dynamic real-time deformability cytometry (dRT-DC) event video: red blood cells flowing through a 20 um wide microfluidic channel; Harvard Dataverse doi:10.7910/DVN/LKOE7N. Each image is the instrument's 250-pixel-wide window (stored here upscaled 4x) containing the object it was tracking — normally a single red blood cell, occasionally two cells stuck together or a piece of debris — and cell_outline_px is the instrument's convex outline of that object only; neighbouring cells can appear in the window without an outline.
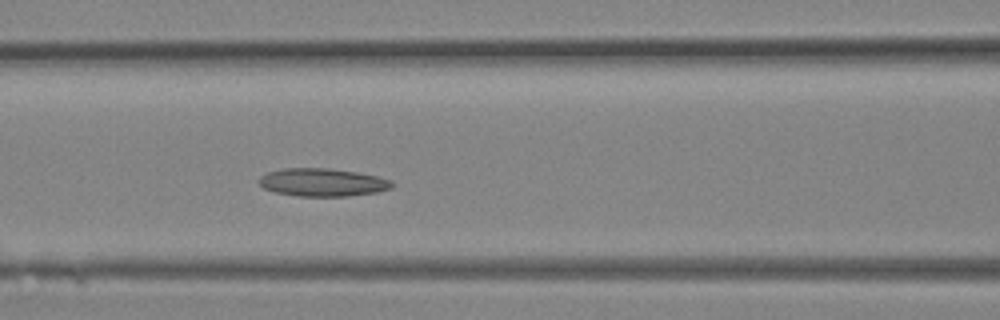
{"species": "Egyptian fruit bat (a non-hibernating species)", "species_latin": "Rousettus aegyptiacus", "temperature_condition": "room temperature", "stored_images_in_passage": 12, "camera_frame_rate_fps": 3000, "um_per_image_px": 0.085, "animal": {"sex": "female"}, "frame": {"image": 1, "passage_image": 12, "time_ms": 3.667, "image_size_px": [1000, 320], "cell_outline_px": [[396, 184], [392, 188], [376, 192], [348, 196], [300, 196], [276, 192], [264, 188], [260, 184], [260, 176], [268, 172], [284, 168], [328, 168], [356, 172], [376, 176], [392, 180]], "centroid_in_image_um": [27.45, 15.5], "position_along_channel_um": 139.1, "area_um2": 21.56}}